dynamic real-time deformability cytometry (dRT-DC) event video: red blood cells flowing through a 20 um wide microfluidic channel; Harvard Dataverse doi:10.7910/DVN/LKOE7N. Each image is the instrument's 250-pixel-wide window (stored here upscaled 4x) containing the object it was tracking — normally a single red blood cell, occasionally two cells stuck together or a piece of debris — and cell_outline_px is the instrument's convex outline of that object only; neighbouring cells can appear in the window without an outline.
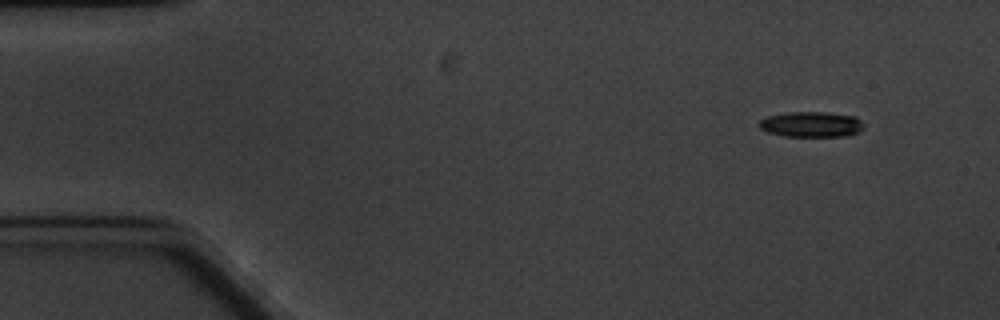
{"species": "common noctule bat (a hibernating species)", "species_latin": "Nyctalus noctula", "temperature_condition": "cold", "stored_images_in_passage": 7, "camera_frame_rate_fps": 3000, "um_per_image_px": 0.085, "animal": {"sex": "male", "body_mass_g": 20.1, "forearm_length_mm": 53.5}, "frame": {"image": 1, "passage_image": 1, "time_ms": 0.0, "image_size_px": [1000, 320], "cell_outline_px": [[864, 128], [860, 132], [852, 136], [784, 136], [768, 132], [760, 128], [756, 124], [760, 120], [768, 116], [788, 112], [828, 112], [856, 116], [864, 124]], "centroid_in_image_um": [69.0, 10.57], "position_along_channel_um": 16.0, "area_um2": 15.78}}